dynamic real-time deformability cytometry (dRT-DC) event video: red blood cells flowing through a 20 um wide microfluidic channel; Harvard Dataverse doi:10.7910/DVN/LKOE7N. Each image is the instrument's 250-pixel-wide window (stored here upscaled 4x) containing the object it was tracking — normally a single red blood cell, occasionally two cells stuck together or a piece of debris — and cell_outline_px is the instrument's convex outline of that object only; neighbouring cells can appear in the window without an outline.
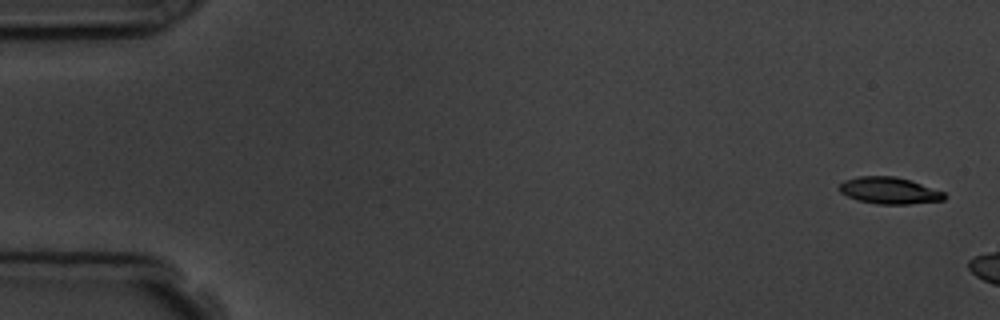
{"species": "common noctule bat (a hibernating species)", "species_latin": "Nyctalus noctula", "temperature_condition": "room temperature", "stored_images_in_passage": 3, "camera_frame_rate_fps": 3000, "um_per_image_px": 0.085, "animal": {"sex": "male", "body_mass_g": 19.5, "forearm_length_mm": 54.6}, "frame": {"image": 1, "passage_image": 1, "time_ms": 0.0, "image_size_px": [1000, 320], "cell_outline_px": [[948, 196], [944, 200], [908, 204], [876, 204], [856, 200], [840, 192], [840, 184], [844, 180], [860, 176], [896, 176], [912, 180], [944, 192]], "centroid_in_image_um": [75.62, 16.19], "position_along_channel_um": 9.4, "area_um2": 16.47}}